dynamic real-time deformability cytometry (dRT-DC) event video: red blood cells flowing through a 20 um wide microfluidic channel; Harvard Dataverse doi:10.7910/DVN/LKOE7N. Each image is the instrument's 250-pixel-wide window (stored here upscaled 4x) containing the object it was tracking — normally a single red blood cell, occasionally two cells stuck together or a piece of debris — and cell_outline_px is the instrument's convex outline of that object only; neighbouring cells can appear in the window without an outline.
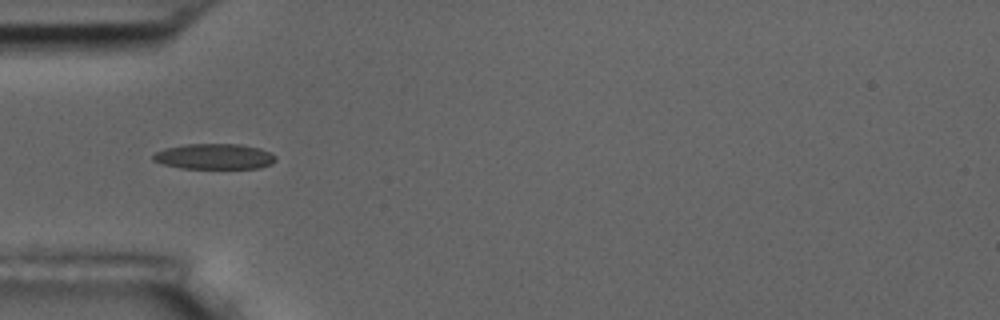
{"species": "common noctule bat (a hibernating species)", "species_latin": "Nyctalus noctula", "temperature_condition": "room temperature", "stored_images_in_passage": 4, "camera_frame_rate_fps": 3000, "um_per_image_px": 0.085, "animal": {"sex": "male", "body_mass_g": 17.5, "forearm_length_mm": 52.3}, "frame": {"image": 1, "passage_image": 2, "time_ms": 1.333, "image_size_px": [1000, 320], "cell_outline_px": [[276, 160], [272, 164], [260, 168], [180, 168], [164, 164], [152, 160], [152, 156], [156, 152], [164, 148], [184, 144], [240, 144], [260, 148], [272, 152], [276, 156]], "centroid_in_image_um": [18.25, 13.29], "position_along_channel_um": 66.8, "area_um2": 18.38}}